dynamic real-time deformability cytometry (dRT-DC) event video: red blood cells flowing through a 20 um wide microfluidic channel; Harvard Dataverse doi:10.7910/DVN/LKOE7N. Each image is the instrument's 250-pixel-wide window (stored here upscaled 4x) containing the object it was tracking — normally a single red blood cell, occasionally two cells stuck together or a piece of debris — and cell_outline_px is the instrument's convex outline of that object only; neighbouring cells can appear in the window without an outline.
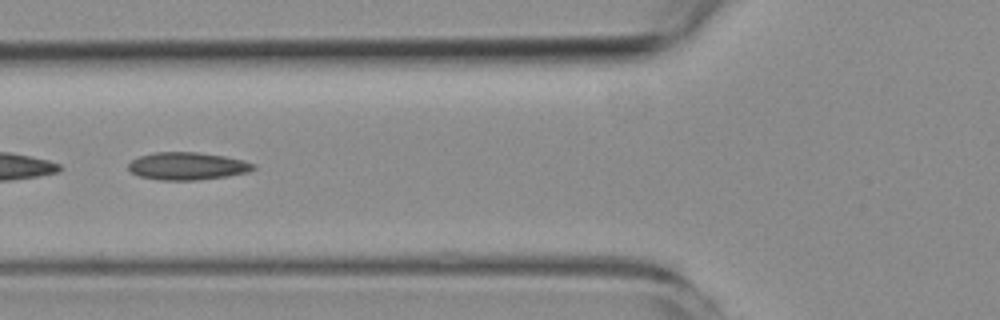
{"species": "common noctule bat (a hibernating species)", "species_latin": "Nyctalus noctula", "temperature_condition": "room temperature", "stored_images_in_passage": 8, "camera_frame_rate_fps": 3000, "um_per_image_px": 0.085, "animal": {"sex": "female", "body_mass_g": 19.3, "forearm_length_mm": 54.1}, "frame": {"image": 1, "passage_image": 6, "time_ms": 6.0, "image_size_px": [1000, 320], "cell_outline_px": [[256, 168], [248, 172], [228, 176], [196, 180], [160, 180], [140, 176], [132, 172], [128, 168], [128, 164], [132, 160], [140, 156], [152, 152], [196, 152], [224, 156], [244, 160], [256, 164]], "centroid_in_image_um": [15.95, 14.11], "position_along_channel_um": 109.9, "area_um2": 20.11}}
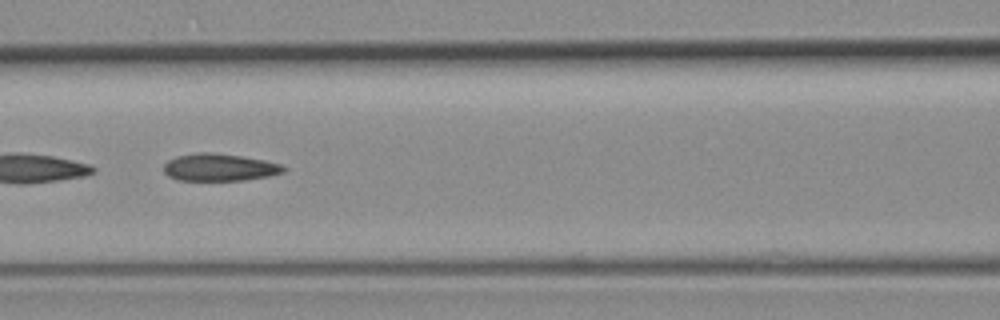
{"frame": {"image": 2, "passage_image": 7, "time_ms": 7.0, "image_size_px": [1000, 320], "cell_outline_px": [[288, 168], [284, 172], [268, 176], [244, 180], [176, 180], [168, 176], [164, 172], [164, 164], [168, 160], [176, 156], [200, 152], [212, 152], [240, 156], [264, 160], [280, 164]], "centroid_in_image_um": [18.64, 14.22], "position_along_channel_um": 148.0, "area_um2": 19.07}}
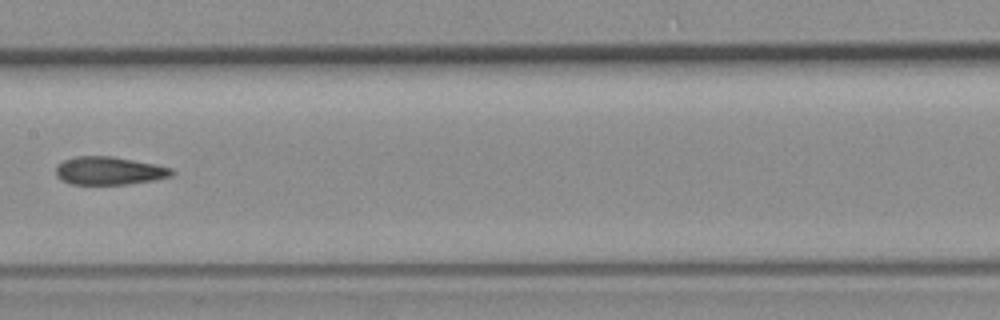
{"frame": {"image": 3, "passage_image": 8, "time_ms": 8.333, "image_size_px": [1000, 320], "cell_outline_px": [[176, 172], [172, 176], [152, 180], [124, 184], [72, 184], [60, 180], [56, 176], [56, 164], [64, 160], [76, 156], [112, 156], [156, 164], [172, 168]], "centroid_in_image_um": [9.26, 14.5], "position_along_channel_um": 198.1, "area_um2": 19.02}}